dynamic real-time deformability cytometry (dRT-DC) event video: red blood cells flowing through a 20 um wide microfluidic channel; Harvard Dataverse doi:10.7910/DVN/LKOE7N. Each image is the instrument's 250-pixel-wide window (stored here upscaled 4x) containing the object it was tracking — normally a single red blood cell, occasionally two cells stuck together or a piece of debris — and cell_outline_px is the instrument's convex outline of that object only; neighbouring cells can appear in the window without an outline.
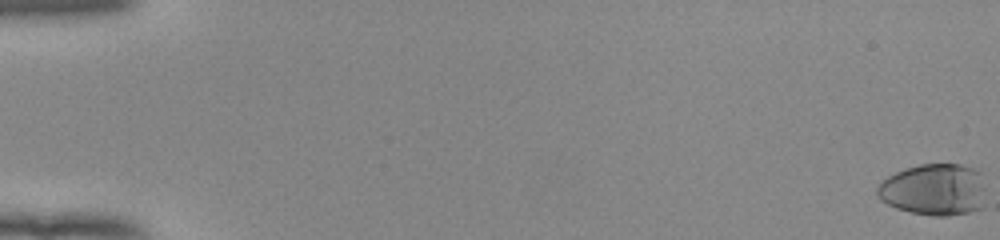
{"species": "human", "species_latin": "Homo sapiens", "temperature_condition": "room temperature", "stored_images_in_passage": 56, "camera_frame_rate_fps": 3000, "um_per_image_px": 0.085, "donor": {"sex": "female"}, "frame": {"image": 1, "passage_image": 1, "time_ms": 0.0, "image_size_px": [1000, 240], "cell_outline_px": [[984, 204], [980, 208], [968, 212], [948, 216], [936, 216], [912, 212], [896, 208], [880, 200], [876, 196], [876, 188], [880, 180], [904, 168], [920, 164], [960, 164], [980, 168], [984, 188]], "centroid_in_image_um": [79.39, 16.1], "position_along_channel_um": 5.6, "area_um2": 33.29}}
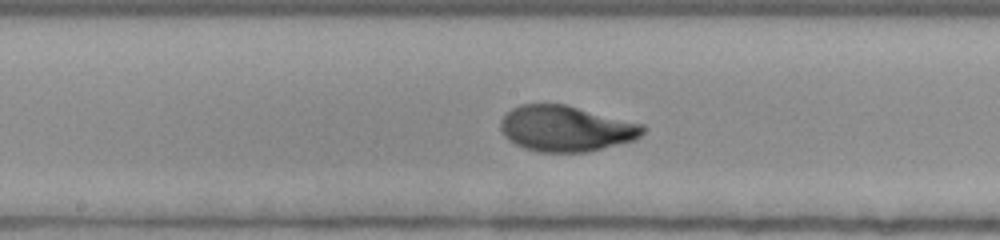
{"frame": {"image": 2, "passage_image": 32, "time_ms": 10.333, "image_size_px": [1000, 240], "cell_outline_px": [[648, 128], [640, 136], [632, 140], [584, 152], [540, 152], [524, 148], [516, 144], [504, 136], [500, 128], [500, 120], [512, 108], [520, 104], [564, 104], [644, 124]], "centroid_in_image_um": [48.09, 10.92], "position_along_channel_um": 200.1, "area_um2": 37.69}}
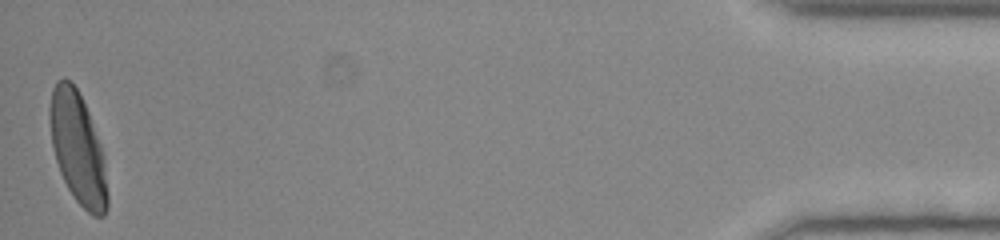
{"frame": {"image": 3, "passage_image": 56, "time_ms": 18.333, "image_size_px": [1000, 240], "cell_outline_px": [[108, 208], [104, 216], [92, 216], [76, 200], [68, 188], [60, 172], [52, 148], [48, 112], [48, 108], [52, 88], [56, 80], [64, 76], [76, 88], [88, 112], [100, 144], [108, 196]], "centroid_in_image_um": [6.57, 12.58], "position_along_channel_um": 428.6, "area_um2": 37.05}, "authors_computed_cell_mechanics": {"area_um2": 36.5874, "velocity_mm_per_s": 3.9074, "shape_relaxation_time_tau1_ms": 3.7338, "shape_relaxation_time_tau2_ms": null, "deformation_change_tau1": 0.2071, "deformation_change_tau2": null}}